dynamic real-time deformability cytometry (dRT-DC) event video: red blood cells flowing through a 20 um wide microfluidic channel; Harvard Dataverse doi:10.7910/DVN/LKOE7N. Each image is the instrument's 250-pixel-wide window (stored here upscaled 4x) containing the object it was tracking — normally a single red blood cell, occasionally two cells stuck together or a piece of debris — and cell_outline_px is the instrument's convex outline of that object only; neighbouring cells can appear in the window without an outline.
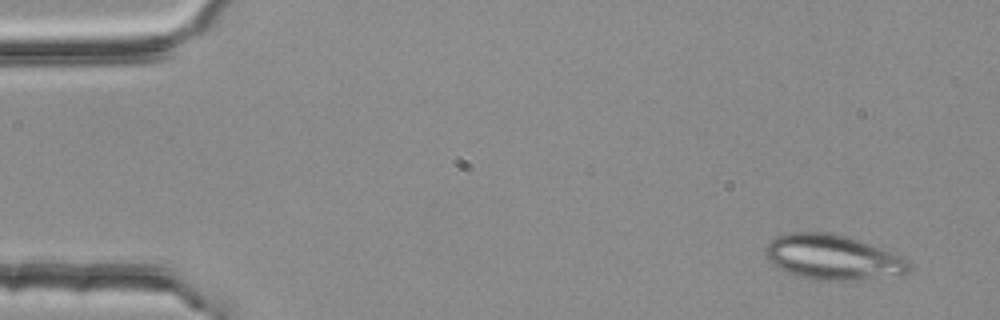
{"species": "common noctule bat (a hibernating species)", "species_latin": "Nyctalus noctula", "temperature_condition": "room temperature", "stored_images_in_passage": 6, "camera_frame_rate_fps": 3000, "um_per_image_px": 0.085, "animal": {"sex": "female", "body_mass_g": 25.1}, "frame": {"image": 1, "passage_image": 1, "time_ms": 0.0, "image_size_px": [1000, 320], "cell_outline_px": [[908, 272], [904, 276], [852, 280], [816, 280], [800, 276], [780, 268], [772, 264], [764, 256], [764, 252], [768, 244], [776, 236], [788, 232], [828, 232], [860, 240], [892, 252], [908, 260]], "centroid_in_image_um": [70.8, 21.87], "position_along_channel_um": 14.2, "area_um2": 37.63}}
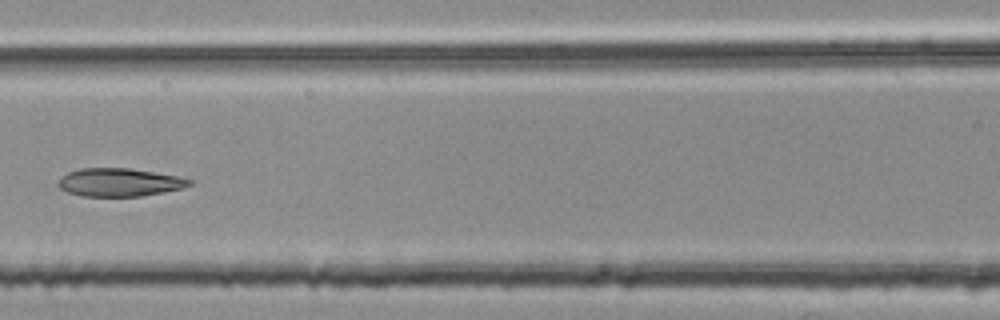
{"frame": {"image": 2, "passage_image": 6, "time_ms": 1.667, "image_size_px": [1000, 320], "cell_outline_px": [[192, 184], [184, 188], [164, 192], [140, 196], [80, 196], [68, 192], [60, 188], [56, 184], [60, 176], [68, 172], [80, 168], [128, 168], [156, 172], [176, 176], [192, 180]], "centroid_in_image_um": [10.12, 15.49], "position_along_channel_um": 156.5, "area_um2": 21.62}}